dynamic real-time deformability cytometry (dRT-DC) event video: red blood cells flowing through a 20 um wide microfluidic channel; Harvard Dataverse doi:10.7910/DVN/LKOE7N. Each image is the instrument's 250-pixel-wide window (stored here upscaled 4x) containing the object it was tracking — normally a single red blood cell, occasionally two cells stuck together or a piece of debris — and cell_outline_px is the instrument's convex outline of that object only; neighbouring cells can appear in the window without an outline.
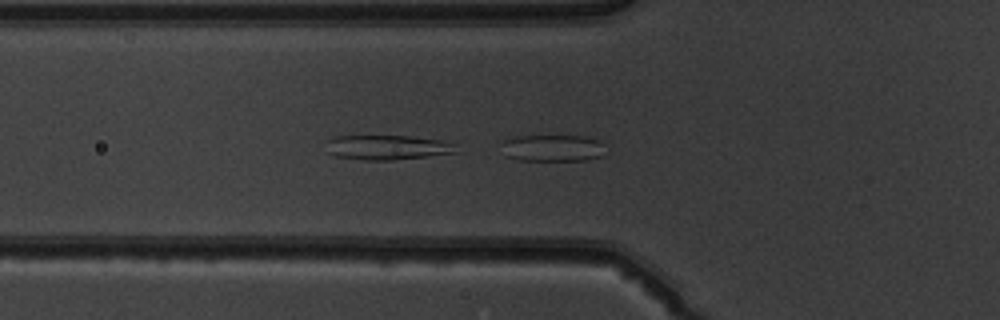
{"species": "common noctule bat (a hibernating species)", "species_latin": "Nyctalus noctula", "temperature_condition": "warm", "stored_images_in_passage": 50, "camera_frame_rate_fps": 3000, "um_per_image_px": 0.085, "animal": {"sex": "male", "body_mass_g": 19.5, "forearm_length_mm": 54.6}, "frame": {"image": 1, "passage_image": 18, "time_ms": 5.667, "image_size_px": [1000, 320], "cell_outline_px": [[604, 156], [588, 160], [520, 160], [504, 156], [500, 140], [516, 136], [584, 136], [600, 140]], "centroid_in_image_um": [46.92, 12.58], "position_along_channel_um": 78.9, "area_um2": 16.42}}
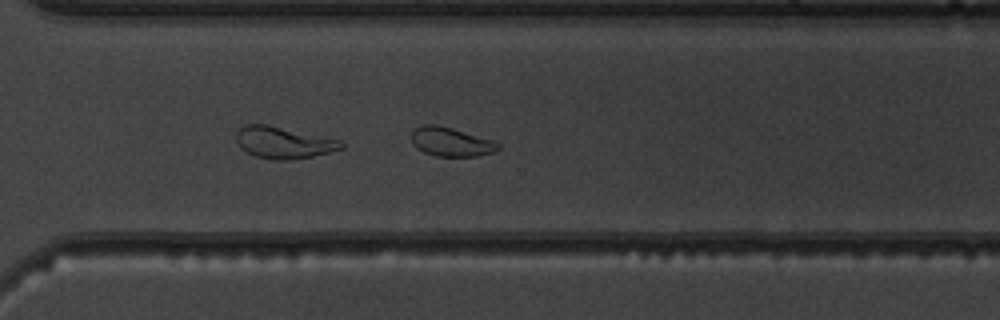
{"frame": {"image": 2, "passage_image": 37, "time_ms": 12.0, "image_size_px": [1000, 320], "cell_outline_px": [[500, 148], [496, 152], [476, 156], [436, 156], [424, 152], [416, 148], [412, 140], [412, 132], [416, 128], [424, 124], [436, 124], [452, 128], [496, 140], [500, 144]], "centroid_in_image_um": [38.39, 12.06], "position_along_channel_um": 332.2, "area_um2": 14.8}}
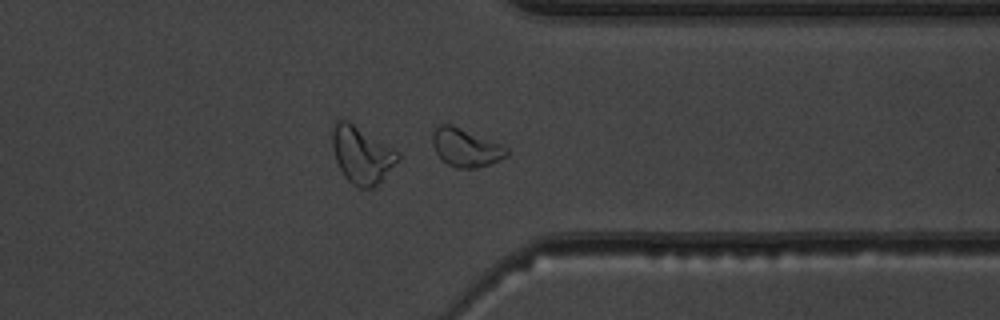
{"frame": {"image": 3, "passage_image": 40, "time_ms": 13.0, "image_size_px": [1000, 320], "cell_outline_px": [[508, 156], [488, 164], [476, 168], [456, 168], [448, 164], [436, 152], [432, 144], [432, 132], [440, 124], [452, 124], [500, 144], [508, 148]], "centroid_in_image_um": [39.57, 12.54], "position_along_channel_um": 371.8, "area_um2": 16.3}}